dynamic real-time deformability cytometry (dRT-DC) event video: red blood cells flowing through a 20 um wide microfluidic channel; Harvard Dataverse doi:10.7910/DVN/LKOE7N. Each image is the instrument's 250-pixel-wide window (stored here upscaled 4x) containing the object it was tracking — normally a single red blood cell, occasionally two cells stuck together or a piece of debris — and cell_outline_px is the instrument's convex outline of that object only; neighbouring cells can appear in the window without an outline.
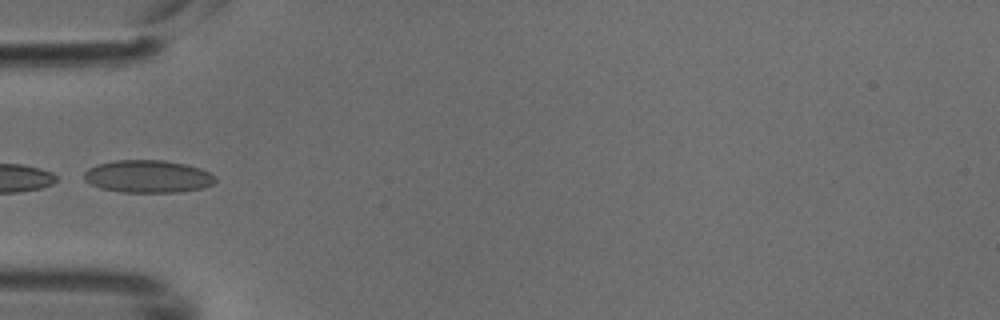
{"species": "common noctule bat (a hibernating species)", "species_latin": "Nyctalus noctula", "temperature_condition": "cold", "stored_images_in_passage": 2, "camera_frame_rate_fps": 3000, "um_per_image_px": 0.085, "animal": {"sex": "male", "body_mass_g": 18.8}, "frame": {"image": 1, "passage_image": 1, "time_ms": 0.0, "image_size_px": [1000, 320], "cell_outline_px": [[216, 180], [212, 184], [204, 188], [180, 192], [120, 192], [100, 188], [84, 180], [84, 172], [88, 168], [96, 164], [116, 160], [164, 160], [184, 164], [200, 168], [216, 176]], "centroid_in_image_um": [12.57, 15.0], "position_along_channel_um": 72.4, "area_um2": 25.03}}
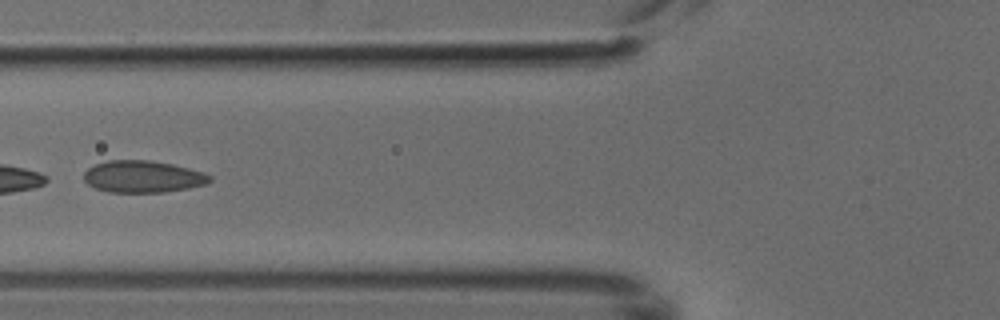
{"frame": {"image": 2, "passage_image": 2, "time_ms": 0.333, "image_size_px": [1000, 320], "cell_outline_px": [[212, 180], [204, 184], [188, 188], [164, 192], [108, 192], [96, 188], [88, 184], [84, 180], [84, 172], [88, 168], [96, 164], [108, 160], [148, 160], [172, 164], [204, 172], [212, 176]], "centroid_in_image_um": [12.14, 15.01], "position_along_channel_um": 113.7, "area_um2": 23.35}}